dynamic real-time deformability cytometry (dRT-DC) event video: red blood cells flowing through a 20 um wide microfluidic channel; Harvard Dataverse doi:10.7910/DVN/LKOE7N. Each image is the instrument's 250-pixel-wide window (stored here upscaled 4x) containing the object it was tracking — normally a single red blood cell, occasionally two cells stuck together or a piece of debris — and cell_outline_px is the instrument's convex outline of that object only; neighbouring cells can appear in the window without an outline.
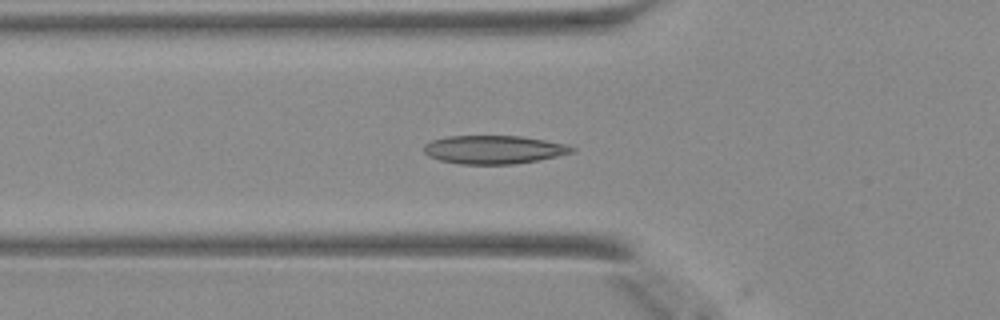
{"species": "Egyptian fruit bat (a non-hibernating species)", "species_latin": "Rousettus aegyptiacus", "temperature_condition": "warm", "stored_images_in_passage": 17, "camera_frame_rate_fps": 3000, "um_per_image_px": 0.085, "animal": {"sex": "female"}, "frame": {"image": 1, "passage_image": 16, "time_ms": 5.0, "image_size_px": [1000, 320], "cell_outline_px": [[576, 152], [536, 160], [512, 164], [460, 164], [440, 160], [428, 156], [424, 152], [424, 144], [432, 140], [448, 136], [524, 136], [564, 144], [576, 148]], "centroid_in_image_um": [41.96, 12.71], "position_along_channel_um": 83.8, "area_um2": 24.39}}